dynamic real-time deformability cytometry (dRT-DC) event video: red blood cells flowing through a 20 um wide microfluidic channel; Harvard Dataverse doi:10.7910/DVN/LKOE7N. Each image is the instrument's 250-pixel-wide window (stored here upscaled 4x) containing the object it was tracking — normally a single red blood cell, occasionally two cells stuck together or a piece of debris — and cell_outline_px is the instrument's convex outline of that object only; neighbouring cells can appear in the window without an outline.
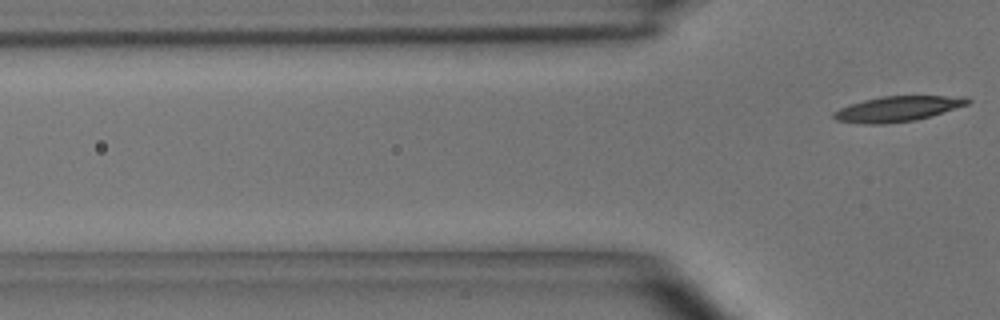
{"species": "common noctule bat (a hibernating species)", "species_latin": "Nyctalus noctula", "temperature_condition": "room temperature", "stored_images_in_passage": 17, "segment_of_instrument_passage": [2, 2], "camera_frame_rate_fps": 3000, "um_per_image_px": 0.085, "animal": {"sex": "male", "body_mass_g": 15.6}, "frame": {"image": 1, "passage_image": 17, "time_ms": 5.333, "image_size_px": [1000, 320], "cell_outline_px": [[972, 100], [968, 104], [916, 120], [884, 124], [864, 124], [836, 120], [832, 116], [832, 112], [848, 104], [864, 100], [884, 96], [968, 96]], "centroid_in_image_um": [76.27, 9.25], "position_along_channel_um": 49.5, "area_um2": 19.71}}